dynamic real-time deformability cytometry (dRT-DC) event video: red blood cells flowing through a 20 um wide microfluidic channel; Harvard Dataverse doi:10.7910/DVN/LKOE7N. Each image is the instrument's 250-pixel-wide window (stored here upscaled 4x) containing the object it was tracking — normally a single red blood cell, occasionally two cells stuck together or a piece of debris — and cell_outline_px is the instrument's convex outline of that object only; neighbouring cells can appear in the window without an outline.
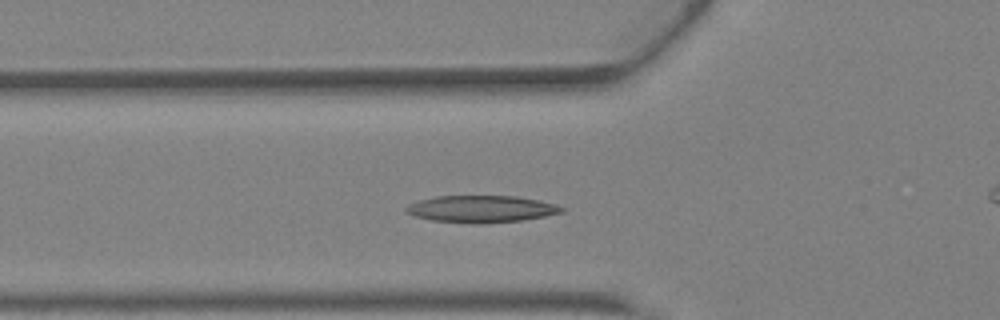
{"species": "Egyptian fruit bat (a non-hibernating species)", "species_latin": "Rousettus aegyptiacus", "temperature_condition": "warm", "stored_images_in_passage": 40, "camera_frame_rate_fps": 3000, "um_per_image_px": 0.085, "animal": {"sex": "female"}, "frame": {"image": 1, "passage_image": 12, "time_ms": 3.667, "image_size_px": [1000, 320], "cell_outline_px": [[564, 212], [544, 216], [520, 220], [480, 224], [472, 224], [432, 220], [416, 216], [408, 212], [404, 208], [408, 204], [420, 200], [436, 196], [516, 196], [556, 204], [564, 208]], "centroid_in_image_um": [40.9, 17.76], "position_along_channel_um": 84.9, "area_um2": 24.28}}
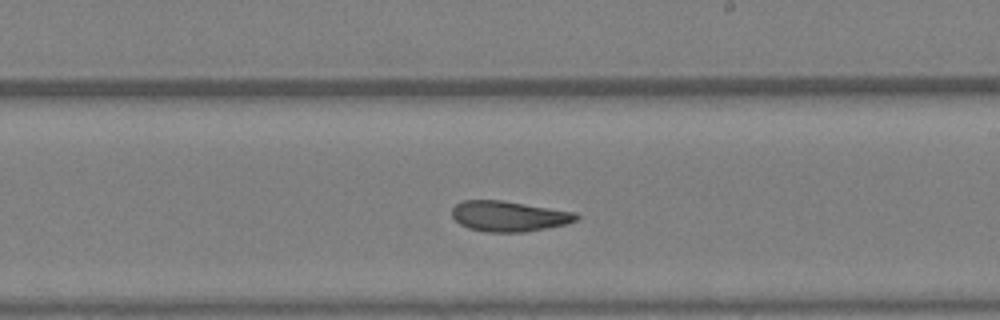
{"frame": {"image": 2, "passage_image": 22, "time_ms": 7.0, "image_size_px": [1000, 320], "cell_outline_px": [[580, 216], [576, 220], [568, 224], [524, 232], [484, 232], [468, 228], [460, 224], [452, 216], [452, 208], [456, 204], [464, 200], [500, 200], [576, 212]], "centroid_in_image_um": [43.26, 18.38], "position_along_channel_um": 245.7, "area_um2": 22.08}}
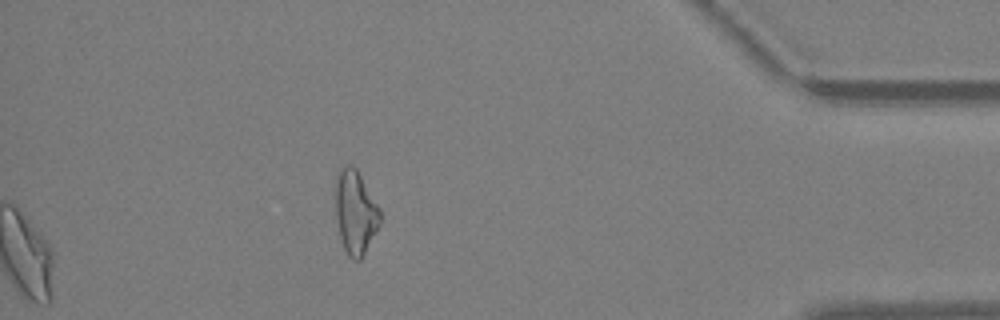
{"frame": {"image": 3, "passage_image": 40, "time_ms": 13.0, "image_size_px": [1000, 320], "cell_outline_px": [[380, 224], [360, 260], [352, 260], [348, 256], [344, 248], [340, 236], [336, 216], [336, 176], [340, 168], [344, 164], [352, 164], [356, 168], [380, 208]], "centroid_in_image_um": [30.2, 18.01], "position_along_channel_um": 405.0, "area_um2": 21.62}, "authors_computed_cell_mechanics": {"area_um2": 23.4379, "velocity_mm_per_s": 4.826, "shape_relaxation_time_tau1_ms": null, "shape_relaxation_time_tau2_ms": 3.3587, "deformation_change_tau1": null, "deformation_change_tau2": 0.1156}}